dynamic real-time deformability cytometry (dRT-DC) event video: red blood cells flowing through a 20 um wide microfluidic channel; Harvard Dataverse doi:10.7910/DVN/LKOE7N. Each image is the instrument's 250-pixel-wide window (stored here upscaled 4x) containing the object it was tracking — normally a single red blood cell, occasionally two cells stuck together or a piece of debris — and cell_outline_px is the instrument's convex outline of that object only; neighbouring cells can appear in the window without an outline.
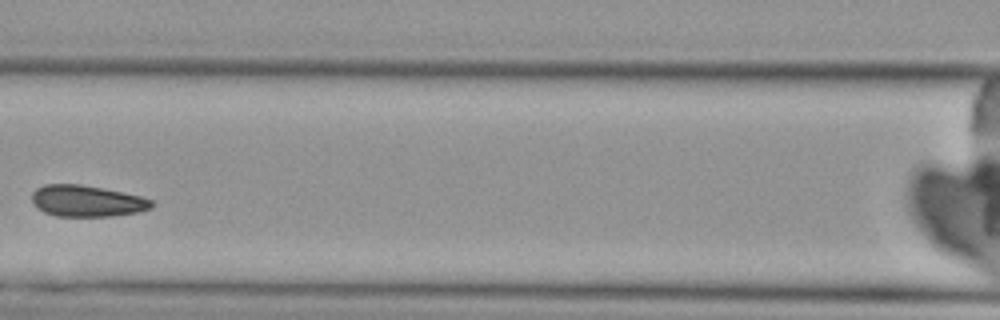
{"species": "Egyptian fruit bat (a non-hibernating species)", "species_latin": "Rousettus aegyptiacus", "temperature_condition": "cold", "stored_images_in_passage": 4, "camera_frame_rate_fps": 3000, "um_per_image_px": 0.085, "animal": {"sex": "female"}, "frame": {"image": 1, "passage_image": 3, "time_ms": 2.333, "image_size_px": [1000, 320], "cell_outline_px": [[152, 208], [136, 212], [112, 216], [56, 216], [44, 212], [36, 208], [32, 200], [32, 192], [36, 188], [44, 184], [80, 184], [140, 196], [152, 200]], "centroid_in_image_um": [7.33, 17.08], "position_along_channel_um": 159.3, "area_um2": 21.73}}
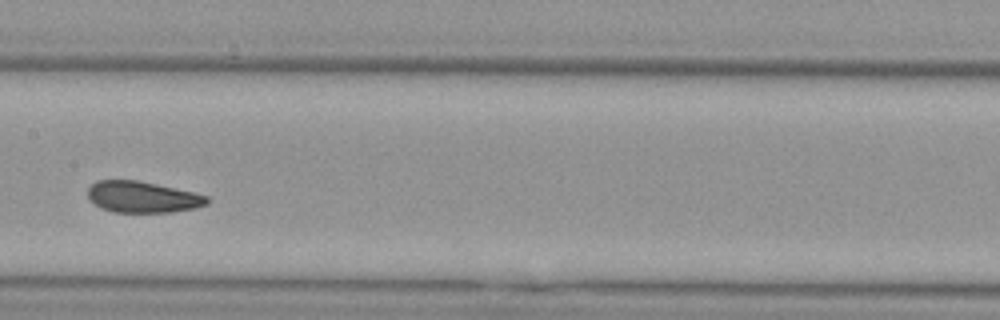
{"frame": {"image": 2, "passage_image": 4, "time_ms": 3.333, "image_size_px": [1000, 320], "cell_outline_px": [[208, 204], [192, 208], [172, 212], [112, 212], [100, 208], [88, 200], [88, 188], [96, 180], [136, 180], [156, 184], [192, 192], [208, 196]], "centroid_in_image_um": [12.05, 16.75], "position_along_channel_um": 195.3, "area_um2": 21.68}}